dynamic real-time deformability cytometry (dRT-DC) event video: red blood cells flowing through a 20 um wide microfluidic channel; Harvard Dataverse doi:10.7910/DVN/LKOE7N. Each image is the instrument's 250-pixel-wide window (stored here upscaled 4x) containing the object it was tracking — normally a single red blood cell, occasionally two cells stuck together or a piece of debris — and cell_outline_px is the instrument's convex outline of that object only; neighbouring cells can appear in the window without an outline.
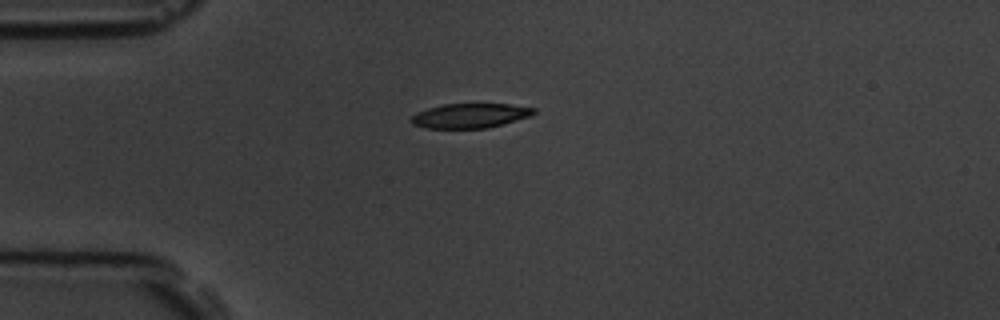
{"species": "common noctule bat (a hibernating species)", "species_latin": "Nyctalus noctula", "temperature_condition": "room temperature", "stored_images_in_passage": 7, "camera_frame_rate_fps": 3000, "um_per_image_px": 0.085, "animal": {"sex": "male", "body_mass_g": 19.5, "forearm_length_mm": 54.6}, "frame": {"image": 1, "passage_image": 1, "time_ms": 0.0, "image_size_px": [1000, 320], "cell_outline_px": [[536, 112], [528, 116], [488, 128], [424, 128], [412, 124], [408, 120], [416, 112], [428, 108], [444, 104], [508, 104], [536, 108]], "centroid_in_image_um": [39.89, 9.83], "position_along_channel_um": 45.1, "area_um2": 17.46}}
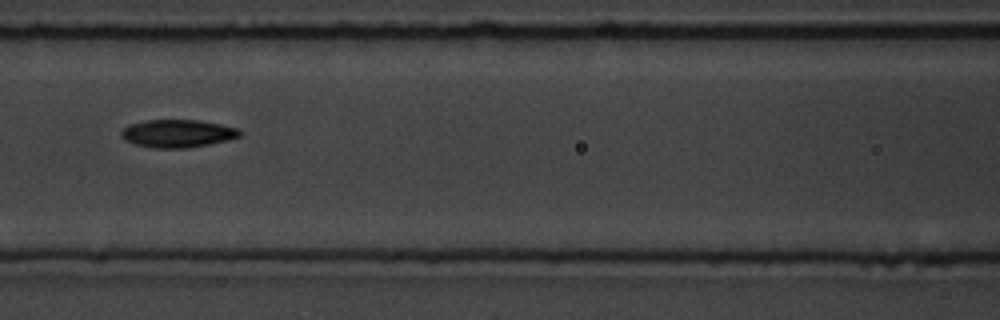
{"frame": {"image": 2, "passage_image": 4, "time_ms": 3.333, "image_size_px": [1000, 320], "cell_outline_px": [[240, 136], [228, 140], [188, 148], [156, 148], [136, 144], [124, 140], [120, 136], [120, 132], [128, 124], [148, 120], [200, 120], [220, 124], [236, 128], [240, 132]], "centroid_in_image_um": [15.06, 11.34], "position_along_channel_um": 151.5, "area_um2": 19.13}}
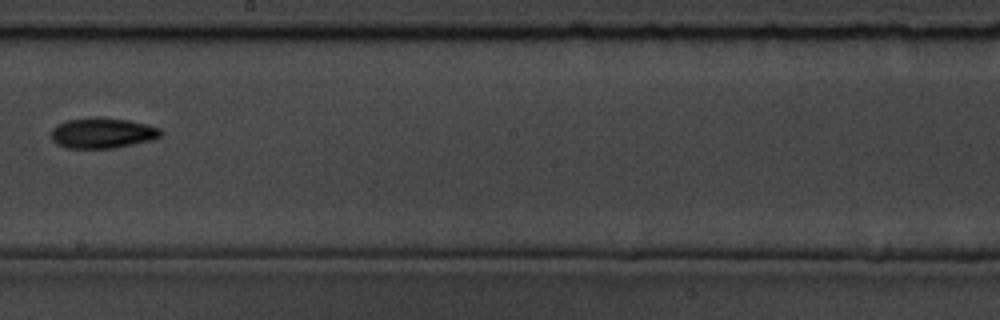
{"frame": {"image": 3, "passage_image": 6, "time_ms": 5.667, "image_size_px": [1000, 320], "cell_outline_px": [[164, 132], [160, 136], [152, 140], [112, 148], [68, 148], [56, 144], [52, 140], [52, 128], [56, 124], [64, 120], [92, 116], [104, 116], [128, 120], [148, 124], [160, 128]], "centroid_in_image_um": [8.69, 11.27], "position_along_channel_um": 239.5, "area_um2": 19.88}}